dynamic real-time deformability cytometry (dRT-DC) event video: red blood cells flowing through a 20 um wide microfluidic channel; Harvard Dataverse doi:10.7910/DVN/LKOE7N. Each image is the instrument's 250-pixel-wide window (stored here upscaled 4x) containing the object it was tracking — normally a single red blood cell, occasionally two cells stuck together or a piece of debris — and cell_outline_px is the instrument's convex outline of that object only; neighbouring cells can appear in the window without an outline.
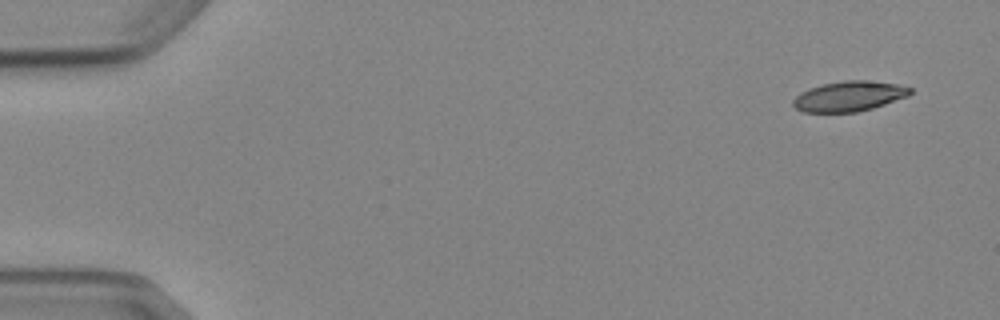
{"species": "Egyptian fruit bat (a non-hibernating species)", "species_latin": "Rousettus aegyptiacus", "temperature_condition": "cold", "stored_images_in_passage": 5, "camera_frame_rate_fps": 3000, "um_per_image_px": 0.085, "animal": {"sex": "female"}, "frame": {"image": 1, "passage_image": 1, "time_ms": 0.0, "image_size_px": [1000, 320], "cell_outline_px": [[912, 92], [908, 96], [872, 108], [856, 112], [804, 112], [796, 108], [792, 104], [792, 100], [800, 92], [808, 88], [820, 84], [844, 80], [864, 80], [896, 84], [912, 88]], "centroid_in_image_um": [72.13, 8.17], "position_along_channel_um": 12.9, "area_um2": 20.58}}
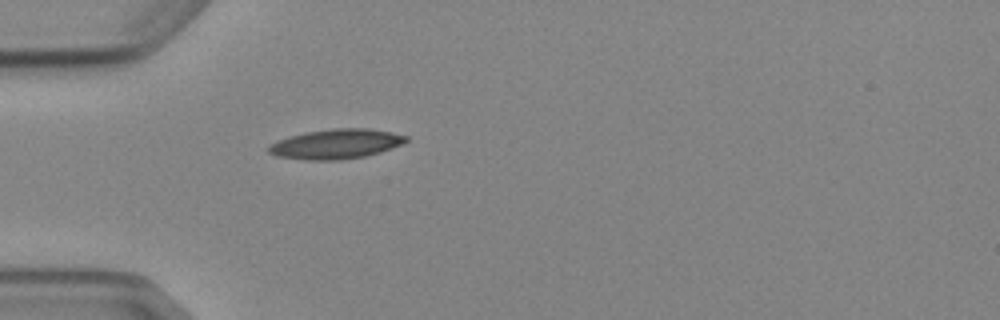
{"frame": {"image": 2, "passage_image": 5, "time_ms": 4.333, "image_size_px": [1000, 320], "cell_outline_px": [[408, 140], [392, 148], [380, 152], [364, 156], [340, 160], [304, 160], [276, 156], [268, 152], [268, 148], [272, 144], [280, 140], [292, 136], [308, 132], [332, 128], [368, 128], [392, 132], [408, 136]], "centroid_in_image_um": [28.59, 12.24], "position_along_channel_um": 56.4, "area_um2": 23.58}}